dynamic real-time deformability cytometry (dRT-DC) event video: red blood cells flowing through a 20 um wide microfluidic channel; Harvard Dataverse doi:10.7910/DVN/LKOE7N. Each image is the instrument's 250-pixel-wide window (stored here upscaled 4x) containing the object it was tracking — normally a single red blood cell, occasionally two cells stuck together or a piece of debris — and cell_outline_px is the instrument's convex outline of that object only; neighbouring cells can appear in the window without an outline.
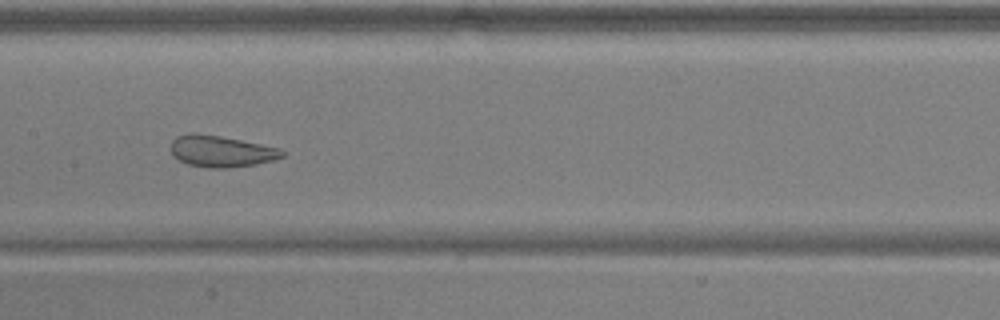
{"species": "common noctule bat (a hibernating species)", "species_latin": "Nyctalus noctula", "temperature_condition": "warm", "stored_images_in_passage": 9, "camera_frame_rate_fps": 3000, "um_per_image_px": 0.085, "animal": {"sex": "male", "body_mass_g": 17.9, "forearm_length_mm": 54.2}, "frame": {"image": 1, "passage_image": 9, "time_ms": 2.667, "image_size_px": [1000, 320], "cell_outline_px": [[284, 156], [272, 160], [256, 164], [228, 168], [208, 168], [188, 164], [180, 160], [172, 152], [172, 140], [176, 136], [220, 136], [280, 148], [284, 152]], "centroid_in_image_um": [18.87, 12.9], "position_along_channel_um": 188.5, "area_um2": 19.54}}